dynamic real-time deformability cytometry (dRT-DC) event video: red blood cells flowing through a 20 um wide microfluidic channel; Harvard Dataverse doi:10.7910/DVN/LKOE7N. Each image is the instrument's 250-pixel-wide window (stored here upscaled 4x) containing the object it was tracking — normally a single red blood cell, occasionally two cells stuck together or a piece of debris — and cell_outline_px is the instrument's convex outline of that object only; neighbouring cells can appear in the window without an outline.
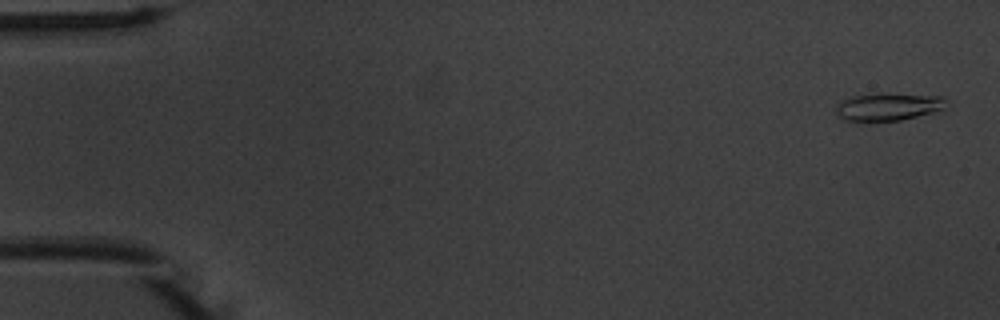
{"species": "common noctule bat (a hibernating species)", "species_latin": "Nyctalus noctula", "temperature_condition": "warm", "stored_images_in_passage": 54, "camera_frame_rate_fps": 3000, "um_per_image_px": 0.085, "animal": {"sex": "male", "body_mass_g": 20.1, "forearm_length_mm": 53.5}, "frame": {"image": 1, "passage_image": 2, "time_ms": 0.333, "image_size_px": [1000, 320], "cell_outline_px": [[948, 100], [936, 112], [900, 120], [844, 120], [836, 112], [836, 104], [852, 96], [876, 92], [884, 92], [940, 96]], "centroid_in_image_um": [75.49, 9.03], "position_along_channel_um": 9.5, "area_um2": 17.74}}
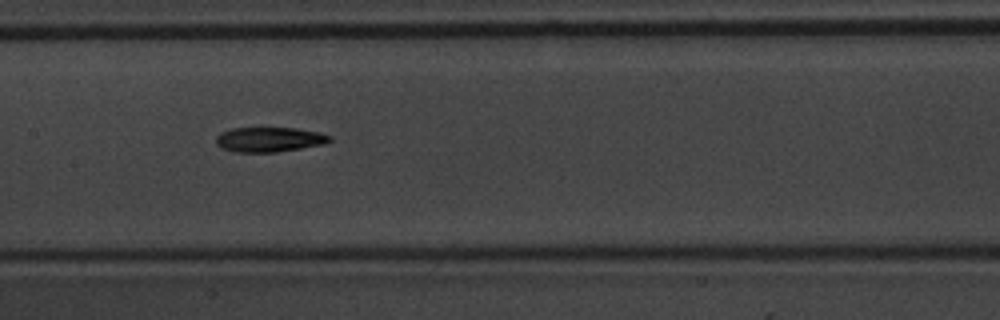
{"frame": {"image": 2, "passage_image": 27, "time_ms": 8.667, "image_size_px": [1000, 320], "cell_outline_px": [[332, 140], [324, 144], [276, 152], [232, 152], [220, 148], [216, 144], [216, 136], [220, 132], [232, 128], [296, 128], [316, 132], [332, 136]], "centroid_in_image_um": [22.84, 11.86], "position_along_channel_um": 184.6, "area_um2": 16.47}}
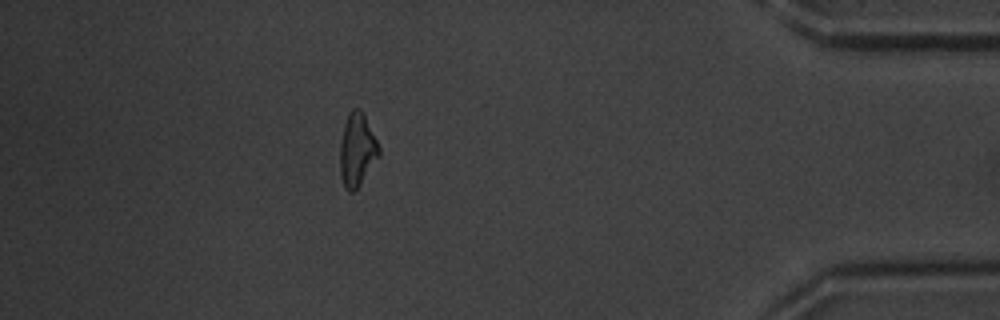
{"frame": {"image": 3, "passage_image": 48, "time_ms": 15.667, "image_size_px": [1000, 320], "cell_outline_px": [[380, 156], [360, 184], [352, 192], [348, 192], [344, 188], [340, 176], [340, 144], [344, 124], [348, 112], [352, 108], [360, 108], [364, 112], [380, 148]], "centroid_in_image_um": [30.35, 12.72], "position_along_channel_um": 404.9, "area_um2": 16.82}, "authors_computed_cell_mechanics": {"area_um2": 16.5886, "velocity_mm_per_s": 3.779, "shape_relaxation_time_tau1_ms": 5.6884, "shape_relaxation_time_tau2_ms": 9.2436, "deformation_change_tau1": 0.1935, "deformation_change_tau2": 0.2286}}